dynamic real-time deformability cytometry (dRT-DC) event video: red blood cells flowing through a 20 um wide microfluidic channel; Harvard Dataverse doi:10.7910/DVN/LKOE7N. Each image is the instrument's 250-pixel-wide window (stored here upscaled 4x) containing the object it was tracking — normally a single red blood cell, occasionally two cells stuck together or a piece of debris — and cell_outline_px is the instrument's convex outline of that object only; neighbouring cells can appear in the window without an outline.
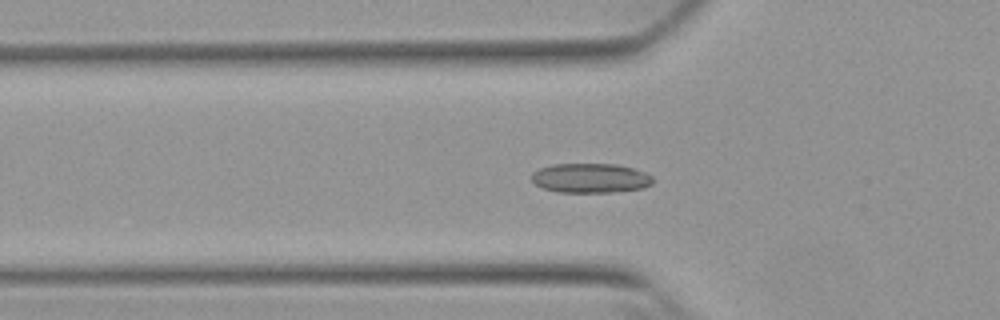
{"species": "Egyptian fruit bat (a non-hibernating species)", "species_latin": "Rousettus aegyptiacus", "temperature_condition": "warm", "stored_images_in_passage": 54, "camera_frame_rate_fps": 3000, "um_per_image_px": 0.085, "animal": {"sex": "female"}, "frame": {"image": 1, "passage_image": 19, "time_ms": 6.0, "image_size_px": [1000, 320], "cell_outline_px": [[652, 184], [640, 188], [612, 192], [556, 192], [544, 188], [536, 184], [532, 180], [532, 172], [540, 168], [552, 164], [616, 164], [648, 172], [652, 176]], "centroid_in_image_um": [50.19, 15.13], "position_along_channel_um": 75.6, "area_um2": 20.81}}
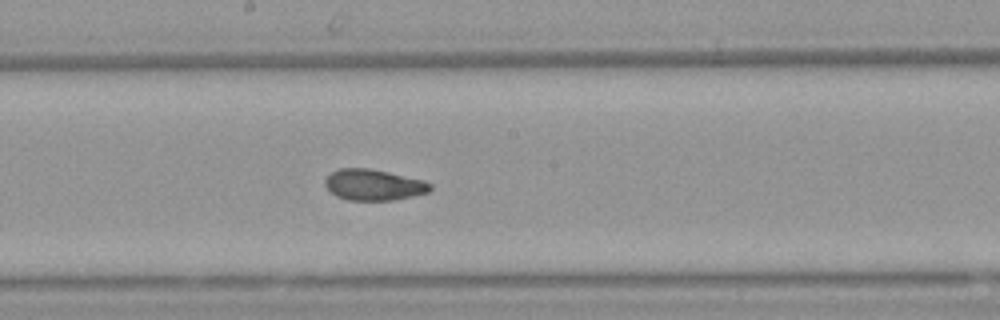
{"frame": {"image": 2, "passage_image": 30, "time_ms": 9.667, "image_size_px": [1000, 320], "cell_outline_px": [[432, 188], [428, 192], [396, 200], [348, 200], [336, 196], [324, 184], [324, 180], [332, 172], [340, 168], [368, 168], [388, 172], [424, 180], [432, 184]], "centroid_in_image_um": [31.77, 15.71], "position_along_channel_um": 216.4, "area_um2": 18.96}}
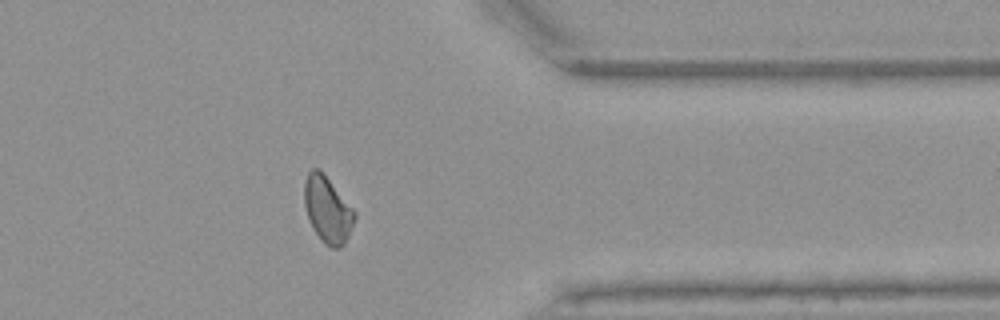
{"frame": {"image": 3, "passage_image": 44, "time_ms": 14.333, "image_size_px": [1000, 320], "cell_outline_px": [[356, 216], [348, 236], [344, 244], [340, 248], [332, 248], [324, 244], [320, 240], [312, 228], [308, 220], [304, 204], [304, 180], [308, 172], [312, 168], [320, 168], [356, 212]], "centroid_in_image_um": [27.82, 17.81], "position_along_channel_um": 383.6, "area_um2": 19.65}, "authors_computed_cell_mechanics": {"area_um2": 19.6231, "velocity_mm_per_s": 3.8407, "shape_relaxation_time_tau1_ms": 10.8761, "shape_relaxation_time_tau2_ms": 1.9802, "deformation_change_tau1": 0.19, "deformation_change_tau2": 0.06}}